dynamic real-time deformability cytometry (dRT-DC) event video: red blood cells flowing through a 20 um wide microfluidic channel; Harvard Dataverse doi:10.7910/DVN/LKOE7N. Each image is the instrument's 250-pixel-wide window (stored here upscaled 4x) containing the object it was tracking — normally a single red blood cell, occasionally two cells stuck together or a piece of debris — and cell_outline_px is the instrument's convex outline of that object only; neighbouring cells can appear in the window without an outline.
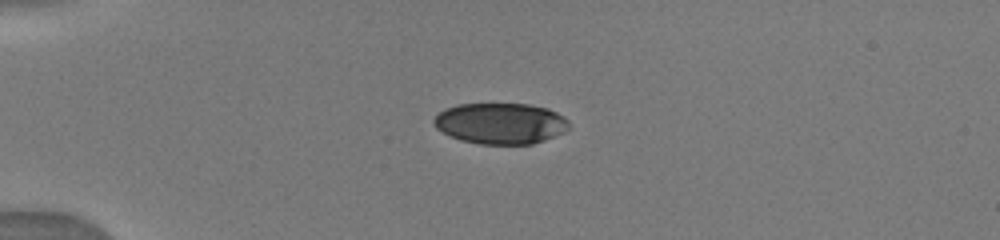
{"species": "human", "species_latin": "Homo sapiens", "temperature_condition": "warm", "stored_images_in_passage": 11, "camera_frame_rate_fps": 3000, "um_per_image_px": 0.085, "donor": {"sex": "male"}, "frame": {"image": 1, "passage_image": 1, "time_ms": 0.0, "image_size_px": [1000, 240], "cell_outline_px": [[572, 128], [564, 132], [544, 140], [532, 144], [480, 144], [460, 140], [448, 136], [436, 128], [432, 120], [444, 108], [456, 104], [528, 104], [548, 108], [564, 116], [568, 120]], "centroid_in_image_um": [42.55, 10.49], "position_along_channel_um": 42.5, "area_um2": 32.66}}